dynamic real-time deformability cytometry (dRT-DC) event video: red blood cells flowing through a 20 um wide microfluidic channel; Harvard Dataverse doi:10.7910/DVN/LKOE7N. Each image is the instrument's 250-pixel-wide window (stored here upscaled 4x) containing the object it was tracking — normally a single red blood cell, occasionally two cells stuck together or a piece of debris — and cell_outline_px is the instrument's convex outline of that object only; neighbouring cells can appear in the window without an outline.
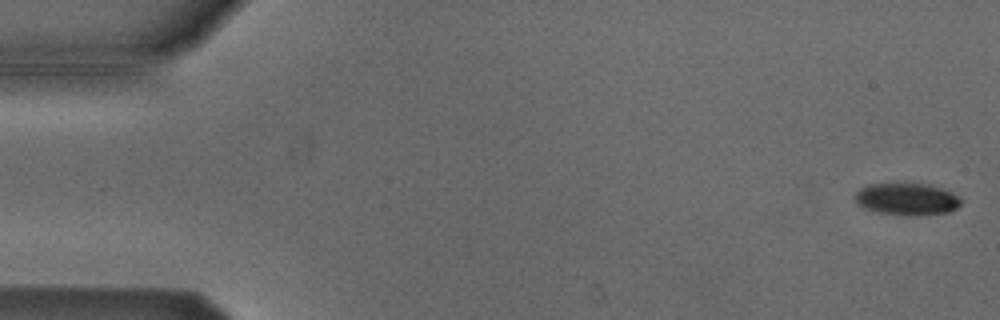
{"species": "Egyptian fruit bat (a non-hibernating species)", "species_latin": "Rousettus aegyptiacus", "temperature_condition": "cold", "stored_images_in_passage": 54, "camera_frame_rate_fps": 3000, "um_per_image_px": 0.085, "animal": {"sex": "male"}, "frame": {"image": 1, "passage_image": 2, "time_ms": 0.333, "image_size_px": [1000, 320], "cell_outline_px": [[960, 204], [956, 208], [948, 212], [912, 216], [908, 216], [876, 212], [864, 208], [856, 204], [856, 192], [860, 188], [868, 184], [928, 184], [952, 192], [960, 200]], "centroid_in_image_um": [77.04, 16.93], "position_along_channel_um": 8.0, "area_um2": 19.65}}
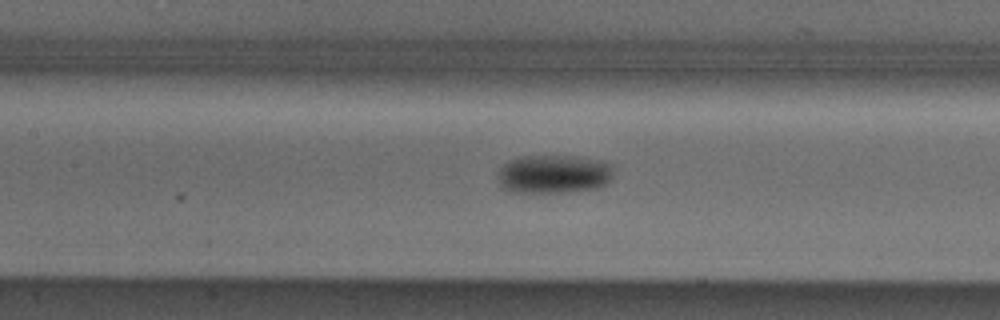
{"frame": {"image": 2, "passage_image": 25, "time_ms": 8.0, "image_size_px": [1000, 320], "cell_outline_px": [[612, 176], [604, 184], [596, 188], [564, 192], [512, 192], [504, 188], [500, 184], [496, 176], [500, 168], [508, 160], [520, 156], [576, 156], [600, 160], [612, 164]], "centroid_in_image_um": [47.03, 14.78], "position_along_channel_um": 160.4, "area_um2": 26.07}}
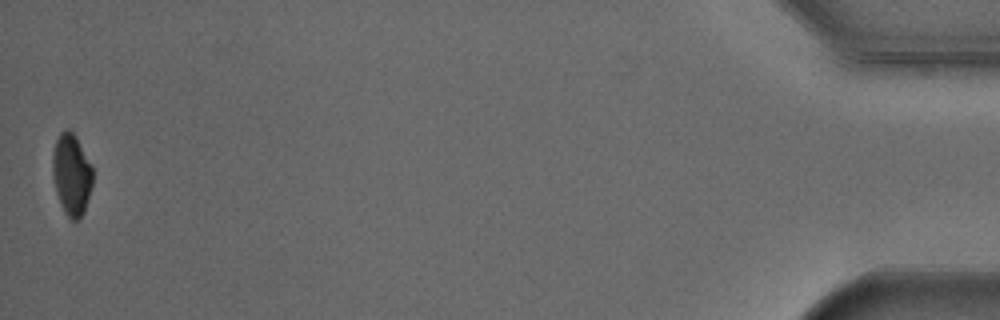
{"frame": {"image": 3, "passage_image": 54, "time_ms": 17.667, "image_size_px": [1000, 320], "cell_outline_px": [[92, 184], [84, 212], [80, 220], [72, 220], [64, 212], [60, 204], [52, 172], [52, 152], [56, 140], [60, 132], [64, 128], [68, 128], [76, 136], [92, 164]], "centroid_in_image_um": [6.08, 14.8], "position_along_channel_um": 429.1, "area_um2": 19.19}}